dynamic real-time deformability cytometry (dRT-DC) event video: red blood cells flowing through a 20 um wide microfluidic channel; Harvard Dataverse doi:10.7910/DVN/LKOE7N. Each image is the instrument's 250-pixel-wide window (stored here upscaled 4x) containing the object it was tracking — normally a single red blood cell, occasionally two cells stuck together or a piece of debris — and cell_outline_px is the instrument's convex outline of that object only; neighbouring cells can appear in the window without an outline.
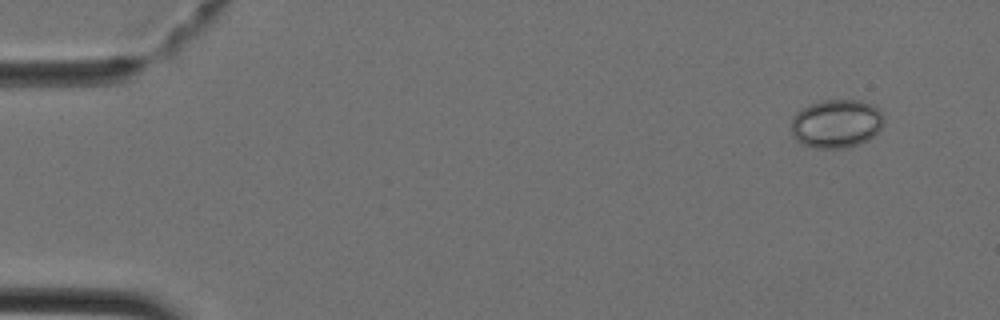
{"species": "Egyptian fruit bat (a non-hibernating species)", "species_latin": "Rousettus aegyptiacus", "temperature_condition": "cold", "stored_images_in_passage": 24, "camera_frame_rate_fps": 3000, "um_per_image_px": 0.085, "animal": {"sex": "female"}, "frame": {"image": 1, "passage_image": 1, "time_ms": 0.0, "image_size_px": [1000, 320], "cell_outline_px": [[884, 124], [868, 140], [844, 148], [816, 148], [804, 144], [796, 140], [792, 132], [792, 120], [796, 112], [800, 108], [808, 104], [820, 100], [860, 100], [872, 104], [884, 116]], "centroid_in_image_um": [71.08, 10.49], "position_along_channel_um": 13.9, "area_um2": 26.18}}
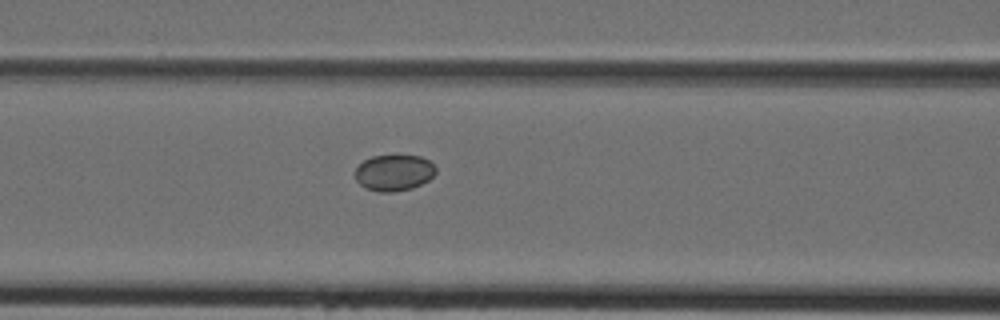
{"frame": {"image": 2, "passage_image": 16, "time_ms": 5.0, "image_size_px": [1000, 320], "cell_outline_px": [[436, 172], [428, 180], [412, 188], [396, 192], [380, 192], [364, 188], [356, 180], [356, 168], [364, 160], [372, 156], [396, 152], [420, 156], [428, 160], [436, 168]], "centroid_in_image_um": [33.48, 14.63], "position_along_channel_um": 133.1, "area_um2": 17.57}}
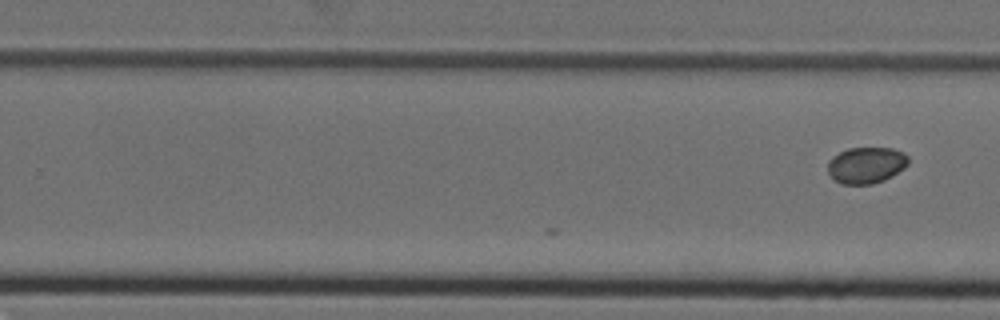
{"frame": {"image": 3, "passage_image": 24, "time_ms": 7.667, "image_size_px": [1000, 320], "cell_outline_px": [[908, 164], [904, 168], [892, 176], [884, 180], [872, 184], [840, 184], [828, 172], [828, 160], [832, 156], [848, 148], [892, 148], [904, 152], [908, 156]], "centroid_in_image_um": [73.64, 14.03], "position_along_channel_um": 256.2, "area_um2": 17.11}}